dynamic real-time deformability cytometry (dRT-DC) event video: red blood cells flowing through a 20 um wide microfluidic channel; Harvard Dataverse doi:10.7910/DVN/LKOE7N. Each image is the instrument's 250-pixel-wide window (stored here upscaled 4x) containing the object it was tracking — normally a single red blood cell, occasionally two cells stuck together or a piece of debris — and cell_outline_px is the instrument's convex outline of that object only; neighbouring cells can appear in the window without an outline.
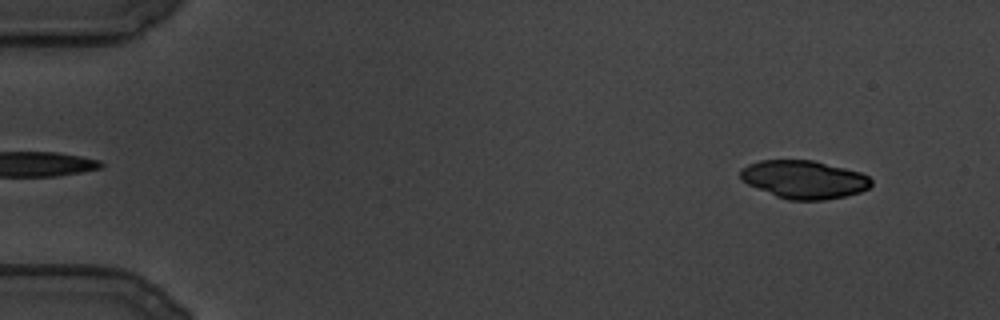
{"species": "common noctule bat (a hibernating species)", "species_latin": "Nyctalus noctula", "temperature_condition": "cold", "stored_images_in_passage": 113, "camera_frame_rate_fps": 3000, "um_per_image_px": 0.085, "animal": {"sex": "male", "body_mass_g": 19.5, "forearm_length_mm": 54.6}, "frame": {"image": 1, "passage_image": 6, "time_ms": 1.667, "image_size_px": [1000, 320], "cell_outline_px": [[872, 184], [868, 188], [860, 192], [844, 196], [824, 200], [788, 200], [776, 196], [748, 184], [740, 180], [740, 168], [748, 164], [760, 160], [812, 160], [860, 172], [868, 176], [872, 180]], "centroid_in_image_um": [68.32, 15.25], "position_along_channel_um": 16.7, "area_um2": 29.02}}